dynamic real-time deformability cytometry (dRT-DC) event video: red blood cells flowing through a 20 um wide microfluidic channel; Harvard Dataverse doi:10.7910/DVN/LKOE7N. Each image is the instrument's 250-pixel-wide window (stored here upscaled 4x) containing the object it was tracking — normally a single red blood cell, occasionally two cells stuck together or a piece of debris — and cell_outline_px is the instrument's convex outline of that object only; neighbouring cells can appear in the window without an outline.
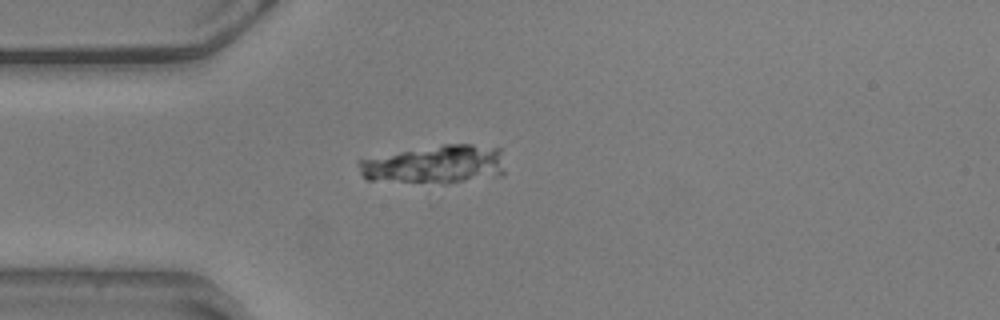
{"species": "common noctule bat (a hibernating species)", "species_latin": "Nyctalus noctula", "temperature_condition": "warm", "stored_images_in_passage": 42, "camera_frame_rate_fps": 3000, "um_per_image_px": 0.085, "animal": {"sex": "male", "body_mass_g": 20.5, "forearm_length_mm": 52.5}, "frame": {"image": 1, "passage_image": 1, "time_ms": 0.0, "image_size_px": [1000, 320], "cell_outline_px": [[504, 176], [448, 184], [440, 184], [368, 180], [360, 172], [356, 160], [444, 144], [472, 144], [500, 148], [504, 172]], "centroid_in_image_um": [37.03, 14.01], "position_along_channel_um": 48.0, "area_um2": 33.18}}
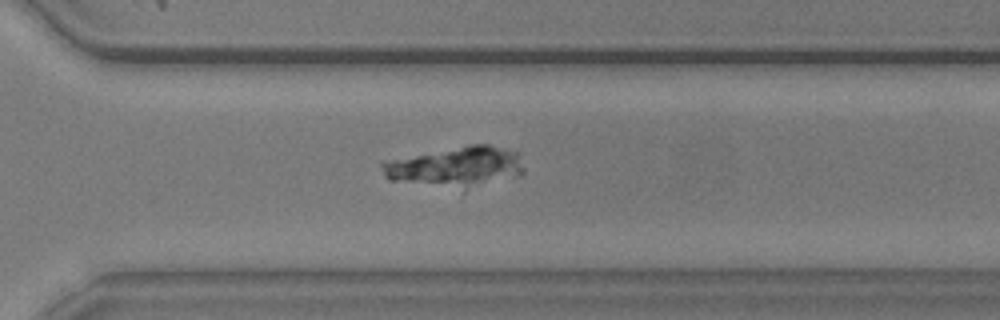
{"frame": {"image": 2, "passage_image": 26, "time_ms": 8.333, "image_size_px": [1000, 320], "cell_outline_px": [[524, 172], [464, 192], [388, 180], [384, 176], [380, 164], [392, 160], [472, 144], [488, 144], [504, 148], [516, 152], [524, 168]], "centroid_in_image_um": [38.74, 14.24], "position_along_channel_um": 331.9, "area_um2": 33.41}}